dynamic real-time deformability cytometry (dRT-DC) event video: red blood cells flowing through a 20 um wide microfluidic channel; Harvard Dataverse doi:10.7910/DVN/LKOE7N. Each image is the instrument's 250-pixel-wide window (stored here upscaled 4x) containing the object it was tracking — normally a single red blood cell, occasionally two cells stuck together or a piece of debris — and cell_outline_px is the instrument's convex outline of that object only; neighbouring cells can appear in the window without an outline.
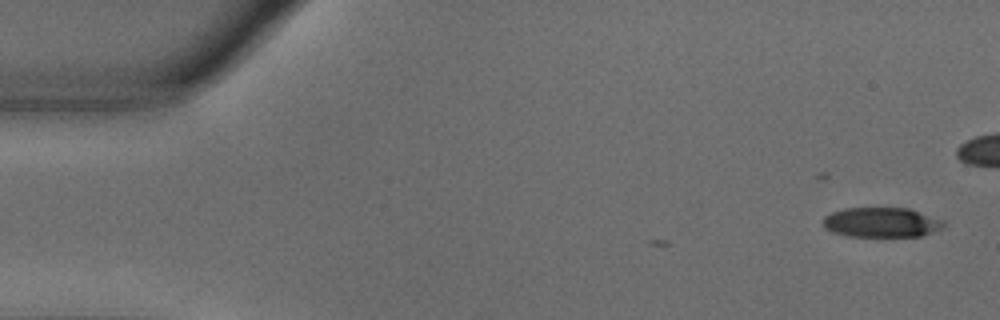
{"species": "common noctule bat (a hibernating species)", "species_latin": "Nyctalus noctula", "temperature_condition": "warm", "stored_images_in_passage": 3, "camera_frame_rate_fps": 3000, "um_per_image_px": 0.085, "animal": {"sex": "male", "body_mass_g": 18.8}, "frame": {"image": 1, "passage_image": 3, "time_ms": 0.667, "image_size_px": [1000, 320], "cell_outline_px": [[944, 224], [940, 228], [932, 232], [920, 236], [848, 236], [832, 232], [824, 228], [824, 216], [832, 212], [844, 208], [908, 208], [944, 220]], "centroid_in_image_um": [74.9, 18.9], "position_along_channel_um": 10.1, "area_um2": 20.81}}